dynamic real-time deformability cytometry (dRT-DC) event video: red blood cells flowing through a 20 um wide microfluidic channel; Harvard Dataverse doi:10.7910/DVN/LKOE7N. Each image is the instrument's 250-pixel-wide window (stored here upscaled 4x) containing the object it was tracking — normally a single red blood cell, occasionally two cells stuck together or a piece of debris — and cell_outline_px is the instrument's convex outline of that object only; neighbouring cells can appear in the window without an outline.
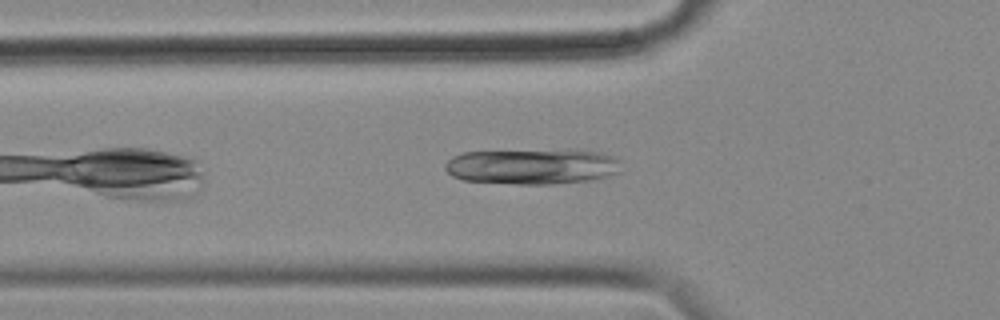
{"species": "common noctule bat (a hibernating species)", "species_latin": "Nyctalus noctula", "temperature_condition": "cold", "stored_images_in_passage": 28, "camera_frame_rate_fps": 3000, "um_per_image_px": 0.085, "animal": {"sex": "female", "body_mass_g": 18.4}, "frame": {"image": 1, "passage_image": 5, "time_ms": 1.333, "image_size_px": [1000, 320], "cell_outline_px": [[620, 172], [608, 176], [592, 180], [552, 184], [516, 184], [464, 180], [452, 176], [444, 168], [444, 164], [452, 156], [464, 152], [572, 148], [576, 148], [600, 152], [612, 156], [616, 160]], "centroid_in_image_um": [45.24, 14.12], "position_along_channel_um": 80.6, "area_um2": 37.22}}
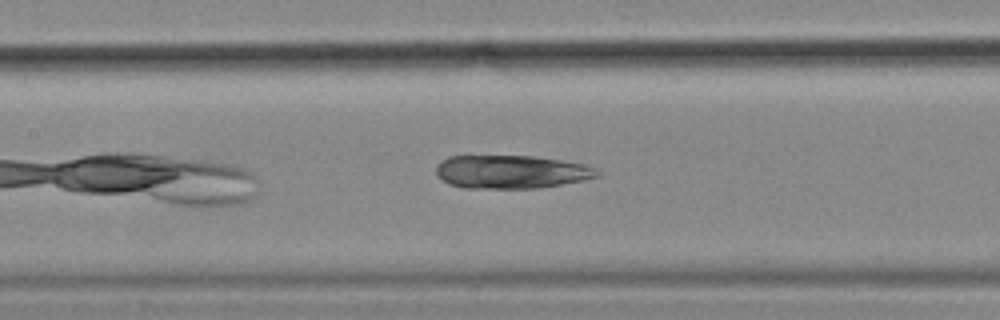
{"frame": {"image": 2, "passage_image": 12, "time_ms": 3.667, "image_size_px": [1000, 320], "cell_outline_px": [[600, 172], [596, 176], [580, 180], [560, 184], [536, 188], [464, 188], [448, 184], [436, 172], [436, 168], [440, 160], [448, 156], [532, 156], [560, 160], [584, 164], [596, 168]], "centroid_in_image_um": [43.4, 14.6], "position_along_channel_um": 164.0, "area_um2": 30.98}}
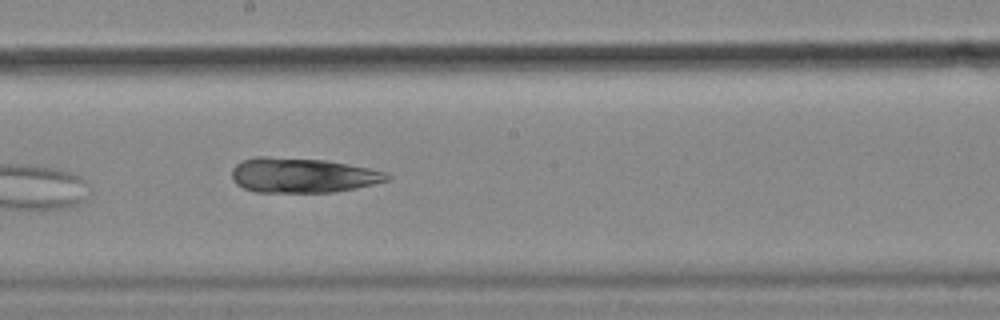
{"frame": {"image": 3, "passage_image": 17, "time_ms": 5.333, "image_size_px": [1000, 320], "cell_outline_px": [[392, 176], [388, 180], [372, 184], [332, 192], [256, 192], [244, 188], [236, 184], [232, 180], [232, 168], [236, 164], [244, 160], [256, 156], [268, 156], [324, 160], [368, 168], [384, 172]], "centroid_in_image_um": [25.65, 14.89], "position_along_channel_um": 222.6, "area_um2": 31.27}}